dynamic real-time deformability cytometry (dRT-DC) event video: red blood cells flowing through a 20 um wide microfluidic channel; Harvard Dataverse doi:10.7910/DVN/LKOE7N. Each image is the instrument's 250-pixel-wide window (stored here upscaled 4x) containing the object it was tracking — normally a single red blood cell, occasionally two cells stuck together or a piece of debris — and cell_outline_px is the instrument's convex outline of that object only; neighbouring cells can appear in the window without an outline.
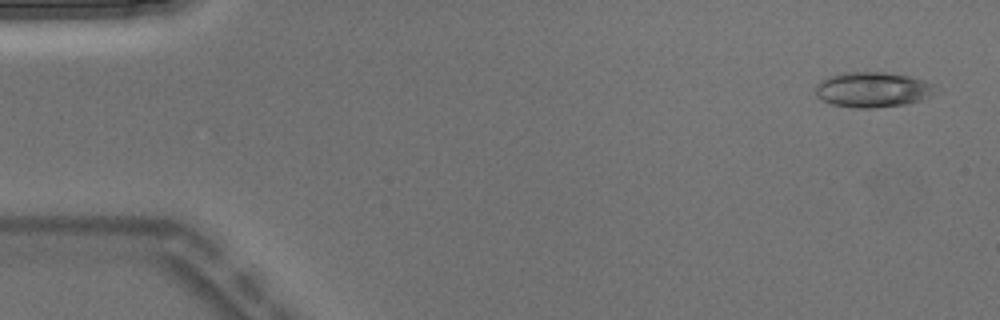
{"species": "Egyptian fruit bat (a non-hibernating species)", "species_latin": "Rousettus aegyptiacus", "temperature_condition": "warm", "stored_images_in_passage": 5, "camera_frame_rate_fps": 3000, "um_per_image_px": 0.085, "animal": {"sex": "male"}, "frame": {"image": 1, "passage_image": 1, "time_ms": 0.0, "image_size_px": [1000, 320], "cell_outline_px": [[932, 96], [920, 100], [904, 104], [872, 108], [856, 108], [832, 104], [816, 96], [816, 84], [828, 76], [844, 72], [888, 72], [908, 76], [924, 80], [932, 84]], "centroid_in_image_um": [74.13, 7.61], "position_along_channel_um": 10.9, "area_um2": 24.39}}